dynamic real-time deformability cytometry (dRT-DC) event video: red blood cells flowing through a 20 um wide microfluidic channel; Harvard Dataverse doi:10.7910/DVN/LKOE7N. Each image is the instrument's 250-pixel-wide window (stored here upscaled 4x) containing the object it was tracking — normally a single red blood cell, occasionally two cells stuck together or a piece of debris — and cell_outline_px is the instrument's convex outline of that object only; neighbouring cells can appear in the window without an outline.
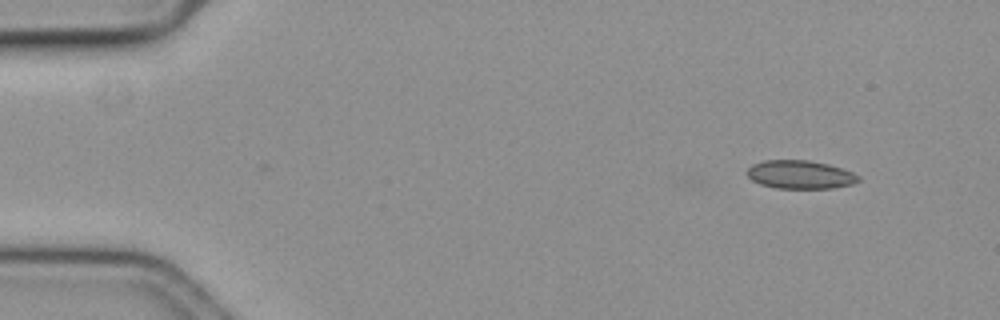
{"species": "common noctule bat (a hibernating species)", "species_latin": "Nyctalus noctula", "temperature_condition": "cold", "stored_images_in_passage": 53, "camera_frame_rate_fps": 3000, "um_per_image_px": 0.085, "animal": {"sex": "female", "body_mass_g": 19.3, "forearm_length_mm": 54.1}, "frame": {"image": 1, "passage_image": 1, "time_ms": 0.0, "image_size_px": [1000, 320], "cell_outline_px": [[860, 180], [852, 184], [832, 188], [776, 188], [760, 184], [752, 180], [748, 176], [748, 168], [752, 164], [764, 160], [808, 160], [828, 164], [852, 172], [860, 176]], "centroid_in_image_um": [68.01, 14.84], "position_along_channel_um": 17.0, "area_um2": 18.32}}
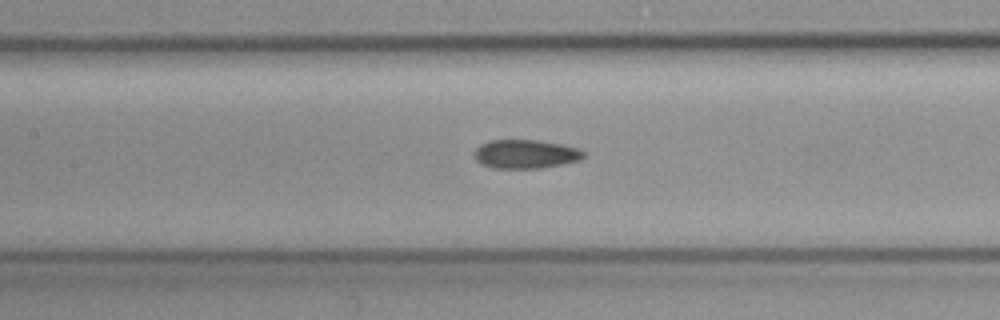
{"frame": {"image": 2, "passage_image": 22, "time_ms": 7.0, "image_size_px": [1000, 320], "cell_outline_px": [[588, 152], [580, 160], [564, 164], [540, 168], [496, 168], [480, 164], [476, 160], [472, 152], [480, 144], [492, 140], [540, 140], [580, 148]], "centroid_in_image_um": [44.69, 13.09], "position_along_channel_um": 162.7, "area_um2": 18.61}}
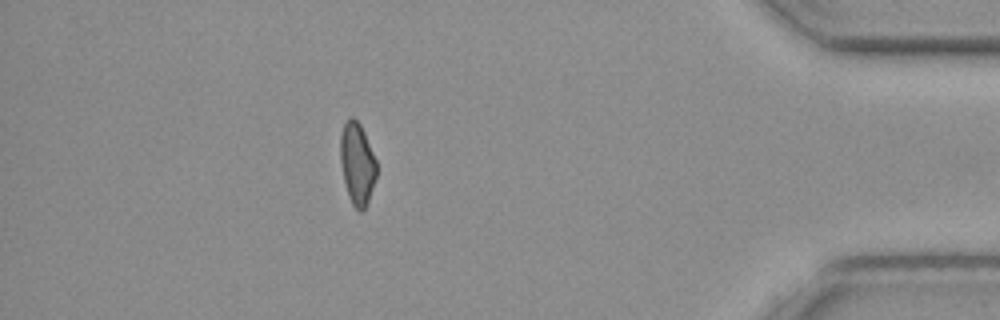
{"frame": {"image": 3, "passage_image": 46, "time_ms": 15.0, "image_size_px": [1000, 320], "cell_outline_px": [[376, 176], [368, 204], [360, 212], [352, 204], [348, 196], [344, 180], [340, 160], [340, 136], [344, 124], [352, 116], [360, 124], [364, 132], [376, 160]], "centroid_in_image_um": [30.36, 13.93], "position_along_channel_um": 404.8, "area_um2": 17.17}}